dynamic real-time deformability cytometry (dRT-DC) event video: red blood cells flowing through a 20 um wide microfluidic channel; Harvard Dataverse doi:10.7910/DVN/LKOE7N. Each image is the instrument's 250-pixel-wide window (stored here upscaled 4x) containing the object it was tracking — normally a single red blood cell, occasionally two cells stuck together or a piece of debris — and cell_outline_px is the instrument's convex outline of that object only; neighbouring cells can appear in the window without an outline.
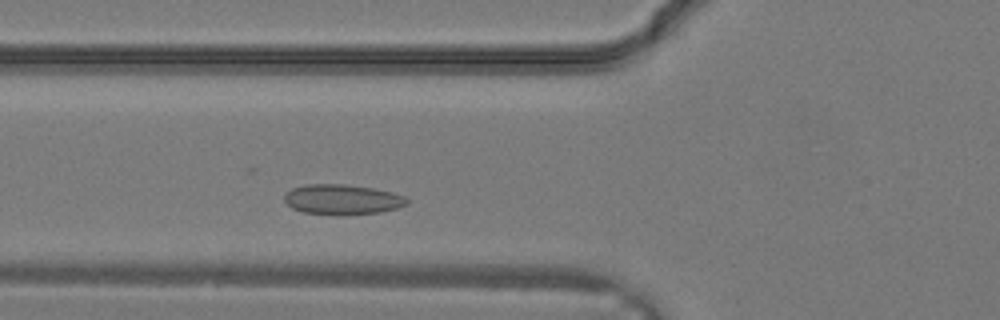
{"species": "common noctule bat (a hibernating species)", "species_latin": "Nyctalus noctula", "temperature_condition": "warm", "stored_images_in_passage": 12, "camera_frame_rate_fps": 3000, "um_per_image_px": 0.085, "animal": {"sex": "male", "body_mass_g": 19.2, "forearm_length_mm": 51.8}, "frame": {"image": 1, "passage_image": 4, "time_ms": 1.0, "image_size_px": [1000, 320], "cell_outline_px": [[408, 204], [396, 208], [380, 212], [348, 216], [336, 216], [304, 212], [292, 208], [284, 200], [284, 196], [292, 188], [304, 184], [344, 184], [372, 188], [392, 192], [404, 196], [408, 200]], "centroid_in_image_um": [29.09, 16.97], "position_along_channel_um": 96.7, "area_um2": 21.79}}
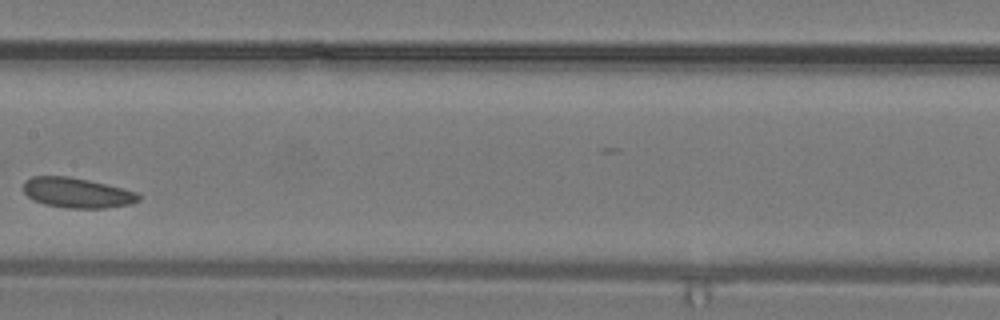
{"frame": {"image": 2, "passage_image": 9, "time_ms": 2.667, "image_size_px": [1000, 320], "cell_outline_px": [[140, 200], [132, 204], [104, 208], [64, 208], [44, 204], [32, 200], [24, 192], [24, 180], [32, 176], [68, 176], [88, 180], [136, 192], [140, 196]], "centroid_in_image_um": [6.51, 16.39], "position_along_channel_um": 200.9, "area_um2": 20.17}}
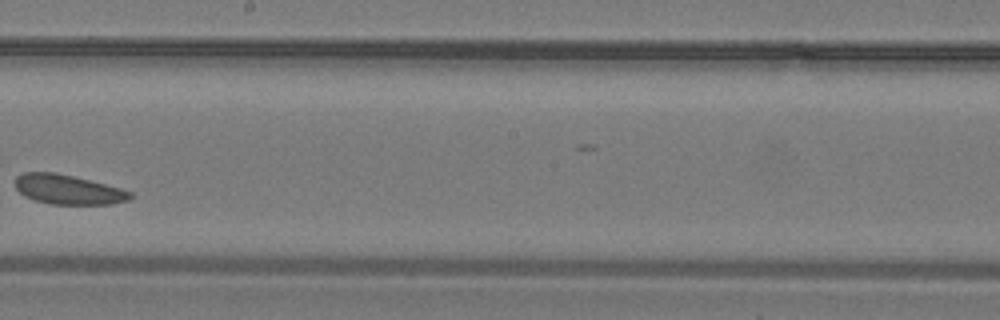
{"frame": {"image": 3, "passage_image": 11, "time_ms": 3.333, "image_size_px": [1000, 320], "cell_outline_px": [[132, 196], [128, 200], [112, 204], [52, 204], [36, 200], [24, 196], [16, 188], [16, 176], [24, 172], [56, 172], [120, 188], [132, 192]], "centroid_in_image_um": [5.77, 16.11], "position_along_channel_um": 242.4, "area_um2": 19.59}}